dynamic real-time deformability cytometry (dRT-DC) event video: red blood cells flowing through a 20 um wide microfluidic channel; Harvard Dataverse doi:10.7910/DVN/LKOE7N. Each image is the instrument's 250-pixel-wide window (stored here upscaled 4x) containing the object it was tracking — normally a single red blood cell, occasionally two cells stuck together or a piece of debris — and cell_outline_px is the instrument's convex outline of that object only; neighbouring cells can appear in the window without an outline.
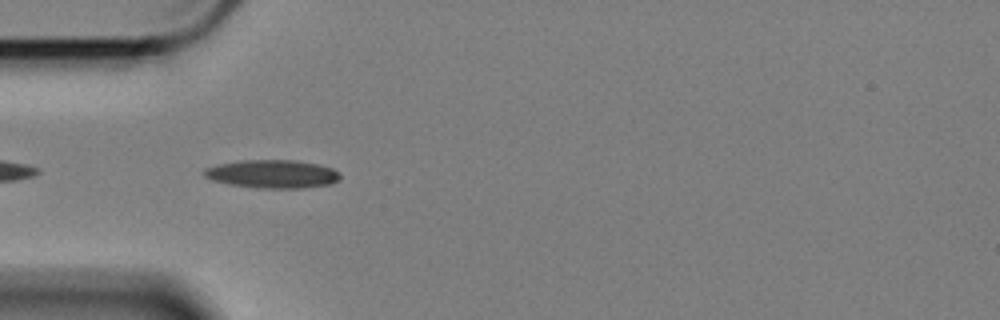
{"species": "Egyptian fruit bat (a non-hibernating species)", "species_latin": "Rousettus aegyptiacus", "temperature_condition": "cold", "stored_images_in_passage": 7, "camera_frame_rate_fps": 3000, "um_per_image_px": 0.085, "animal": {"sex": "female"}, "frame": {"image": 1, "passage_image": 3, "time_ms": 0.667, "image_size_px": [1000, 320], "cell_outline_px": [[340, 180], [332, 184], [304, 188], [256, 188], [232, 184], [212, 180], [204, 176], [204, 168], [220, 164], [240, 160], [292, 160], [316, 164], [332, 168], [340, 172]], "centroid_in_image_um": [23.19, 14.79], "position_along_channel_um": 61.8, "area_um2": 22.37}}
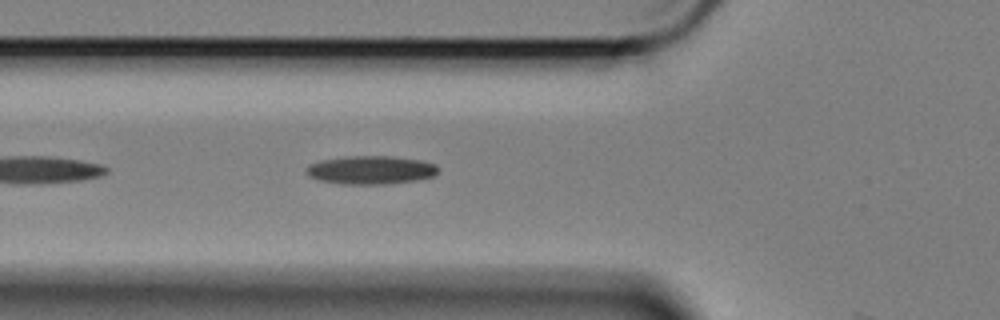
{"frame": {"image": 2, "passage_image": 6, "time_ms": 1.667, "image_size_px": [1000, 320], "cell_outline_px": [[440, 168], [432, 176], [416, 180], [384, 184], [340, 184], [320, 180], [308, 176], [308, 164], [320, 160], [348, 156], [392, 156], [420, 160], [436, 164]], "centroid_in_image_um": [31.52, 14.44], "position_along_channel_um": 94.3, "area_um2": 21.73}}